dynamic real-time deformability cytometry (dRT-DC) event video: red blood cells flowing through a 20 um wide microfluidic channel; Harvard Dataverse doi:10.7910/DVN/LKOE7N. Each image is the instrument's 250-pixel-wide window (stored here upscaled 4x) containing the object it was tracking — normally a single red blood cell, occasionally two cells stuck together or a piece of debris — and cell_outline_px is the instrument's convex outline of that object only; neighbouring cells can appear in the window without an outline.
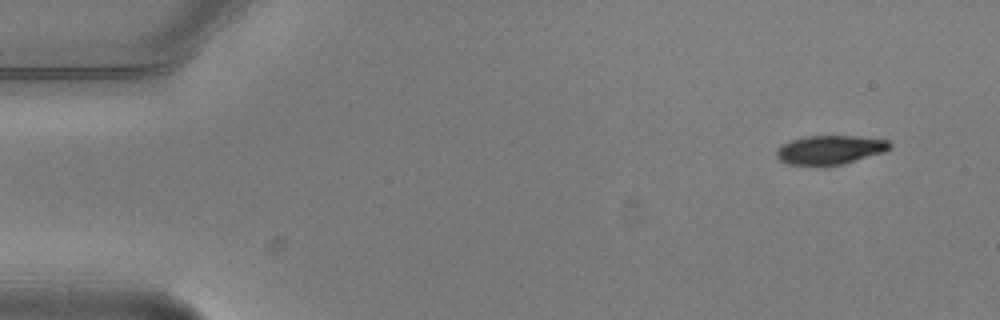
{"species": "common noctule bat (a hibernating species)", "species_latin": "Nyctalus noctula", "temperature_condition": "warm", "stored_images_in_passage": 5, "camera_frame_rate_fps": 3000, "um_per_image_px": 0.085, "animal": {"sex": "male", "body_mass_g": 20.5, "forearm_length_mm": 52.5}, "frame": {"image": 1, "passage_image": 1, "time_ms": 0.0, "image_size_px": [1000, 320], "cell_outline_px": [[892, 144], [884, 152], [844, 164], [788, 164], [780, 160], [776, 156], [776, 152], [784, 144], [792, 140], [808, 136], [852, 136], [888, 140]], "centroid_in_image_um": [70.58, 12.72], "position_along_channel_um": 14.4, "area_um2": 18.55}}
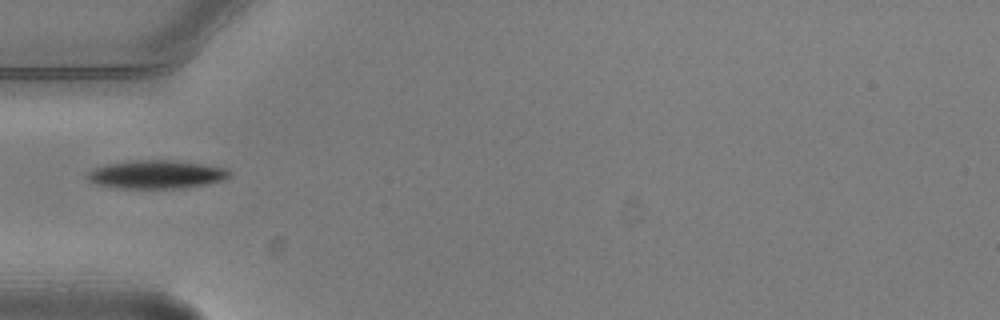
{"frame": {"image": 2, "passage_image": 5, "time_ms": 1.333, "image_size_px": [1000, 320], "cell_outline_px": [[232, 176], [224, 180], [208, 184], [180, 188], [120, 188], [96, 184], [88, 180], [84, 176], [88, 172], [96, 168], [108, 164], [132, 160], [172, 160], [200, 164], [224, 168], [232, 172]], "centroid_in_image_um": [13.3, 14.83], "position_along_channel_um": 71.7, "area_um2": 23.41}}